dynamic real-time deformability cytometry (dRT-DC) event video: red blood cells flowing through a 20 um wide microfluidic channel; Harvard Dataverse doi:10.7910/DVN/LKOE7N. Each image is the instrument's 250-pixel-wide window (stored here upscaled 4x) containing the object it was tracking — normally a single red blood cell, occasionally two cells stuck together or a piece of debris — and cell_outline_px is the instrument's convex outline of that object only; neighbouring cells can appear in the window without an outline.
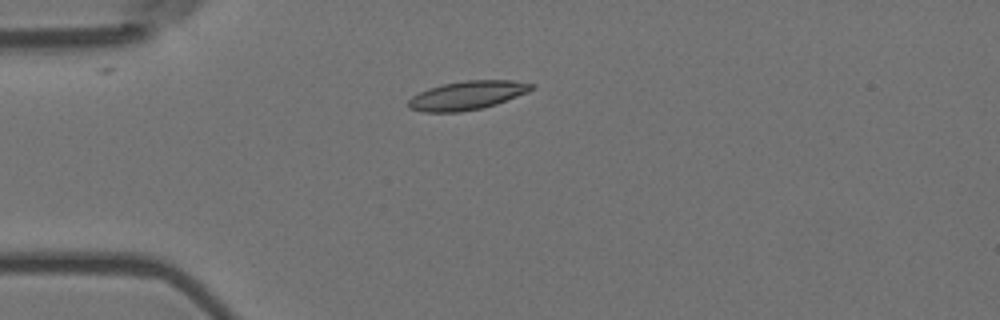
{"species": "Egyptian fruit bat (a non-hibernating species)", "species_latin": "Rousettus aegyptiacus", "temperature_condition": "room temperature", "stored_images_in_passage": 8, "camera_frame_rate_fps": 3000, "um_per_image_px": 0.085, "animal": {"sex": "female"}, "frame": {"image": 1, "passage_image": 4, "time_ms": 1.0, "image_size_px": [1000, 320], "cell_outline_px": [[536, 88], [528, 92], [496, 104], [480, 108], [460, 112], [424, 112], [408, 108], [408, 100], [412, 96], [428, 88], [444, 84], [464, 80], [512, 80], [536, 84]], "centroid_in_image_um": [39.73, 8.1], "position_along_channel_um": 45.3, "area_um2": 20.63}}
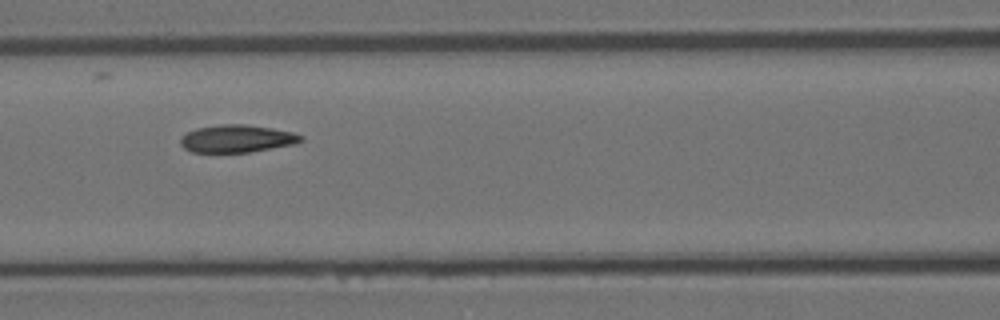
{"frame": {"image": 2, "passage_image": 7, "time_ms": 2.0, "image_size_px": [1000, 320], "cell_outline_px": [[304, 140], [292, 144], [248, 152], [192, 152], [184, 148], [180, 144], [180, 136], [196, 128], [224, 124], [244, 124], [272, 128], [292, 132], [304, 136]], "centroid_in_image_um": [20.11, 11.78], "position_along_channel_um": 146.5, "area_um2": 19.19}}
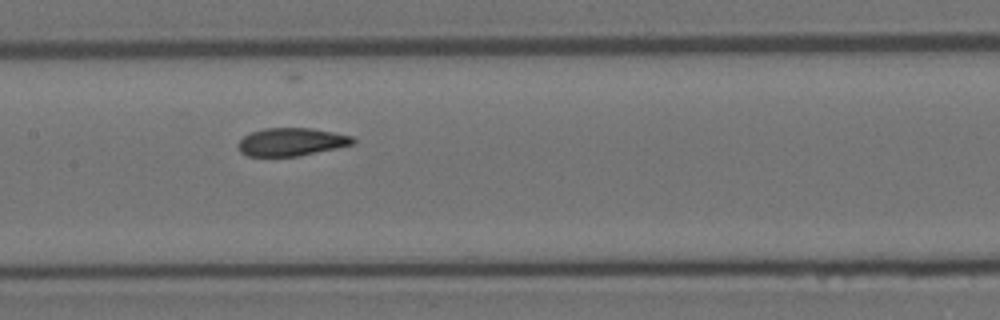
{"frame": {"image": 3, "passage_image": 8, "time_ms": 2.333, "image_size_px": [1000, 320], "cell_outline_px": [[356, 140], [352, 144], [336, 148], [300, 156], [248, 156], [240, 152], [236, 144], [244, 136], [252, 132], [264, 128], [312, 128], [352, 136]], "centroid_in_image_um": [24.74, 12.06], "position_along_channel_um": 182.7, "area_um2": 18.67}}